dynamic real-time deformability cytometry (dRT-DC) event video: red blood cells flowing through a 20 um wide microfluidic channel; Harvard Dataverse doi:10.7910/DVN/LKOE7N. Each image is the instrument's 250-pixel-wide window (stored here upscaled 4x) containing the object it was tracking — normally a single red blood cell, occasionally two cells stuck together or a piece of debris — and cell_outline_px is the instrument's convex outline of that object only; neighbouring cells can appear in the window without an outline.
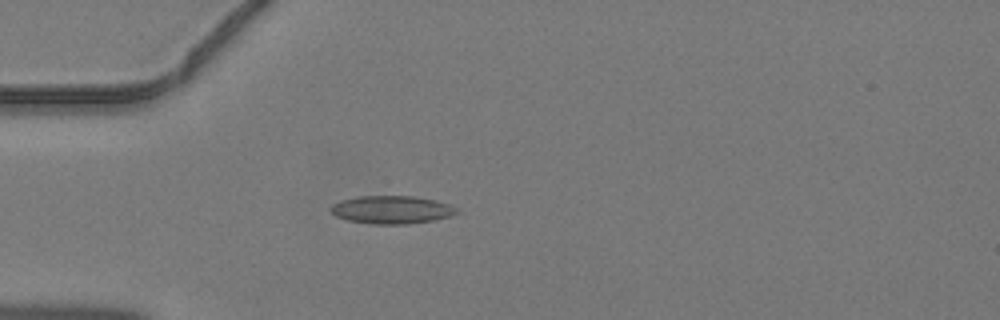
{"species": "common noctule bat (a hibernating species)", "species_latin": "Nyctalus noctula", "temperature_condition": "warm", "stored_images_in_passage": 41, "camera_frame_rate_fps": 3000, "um_per_image_px": 0.085, "animal": {"sex": "male", "body_mass_g": 19.2, "forearm_length_mm": 51.8}, "frame": {"image": 1, "passage_image": 9, "time_ms": 2.667, "image_size_px": [1000, 320], "cell_outline_px": [[460, 212], [452, 216], [432, 220], [408, 224], [372, 224], [348, 220], [336, 216], [328, 208], [332, 204], [340, 200], [356, 196], [412, 196], [436, 200], [452, 204]], "centroid_in_image_um": [33.3, 17.82], "position_along_channel_um": 51.7, "area_um2": 20.75}}
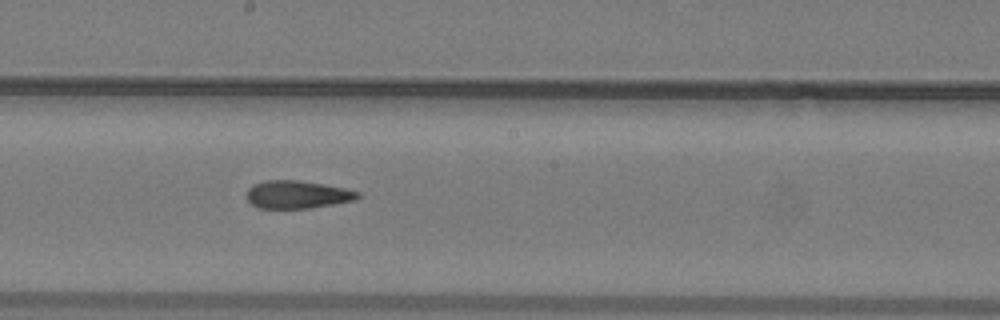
{"frame": {"image": 2, "passage_image": 21, "time_ms": 6.667, "image_size_px": [1000, 320], "cell_outline_px": [[360, 196], [356, 200], [308, 208], [256, 208], [248, 200], [248, 188], [252, 184], [264, 180], [300, 180], [324, 184], [344, 188], [360, 192]], "centroid_in_image_um": [25.26, 16.52], "position_along_channel_um": 222.9, "area_um2": 18.03}}
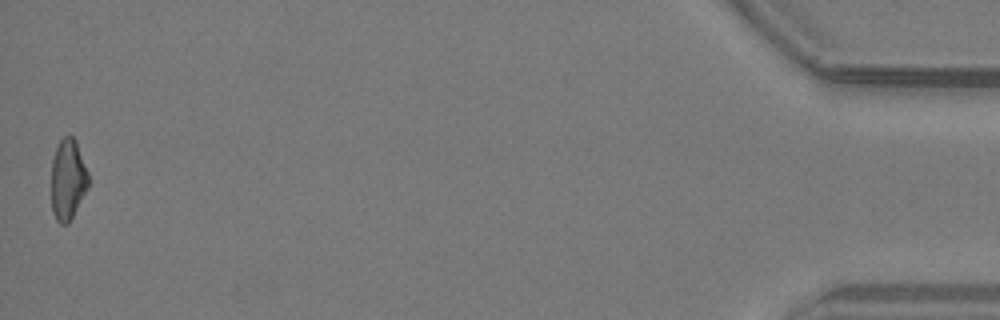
{"frame": {"image": 3, "passage_image": 41, "time_ms": 13.333, "image_size_px": [1000, 320], "cell_outline_px": [[88, 188], [68, 224], [60, 224], [56, 220], [52, 212], [52, 160], [56, 148], [60, 140], [64, 136], [72, 136], [76, 140], [88, 172]], "centroid_in_image_um": [5.77, 15.26], "position_along_channel_um": 429.4, "area_um2": 17.4}}